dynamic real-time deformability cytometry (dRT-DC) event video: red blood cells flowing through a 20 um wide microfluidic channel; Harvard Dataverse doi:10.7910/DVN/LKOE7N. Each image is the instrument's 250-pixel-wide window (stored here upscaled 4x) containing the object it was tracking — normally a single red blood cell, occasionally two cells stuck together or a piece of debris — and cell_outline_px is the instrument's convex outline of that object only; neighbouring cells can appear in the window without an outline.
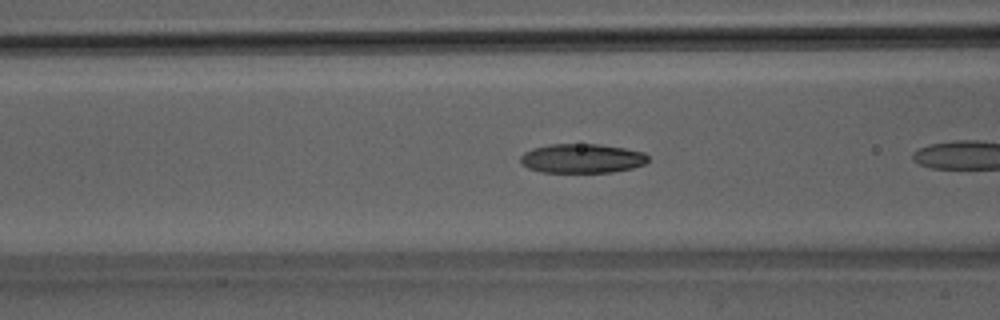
{"species": "Egyptian fruit bat (a non-hibernating species)", "species_latin": "Rousettus aegyptiacus", "temperature_condition": "room temperature", "stored_images_in_passage": 6, "camera_frame_rate_fps": 3000, "um_per_image_px": 0.085, "animal": {"sex": "male"}, "frame": {"image": 1, "passage_image": 5, "time_ms": 1.333, "image_size_px": [1000, 320], "cell_outline_px": [[648, 160], [644, 164], [632, 168], [612, 172], [540, 172], [528, 168], [520, 164], [520, 156], [524, 152], [532, 148], [548, 144], [600, 144], [624, 148], [644, 152], [648, 156]], "centroid_in_image_um": [49.43, 13.46], "position_along_channel_um": 117.2, "area_um2": 21.91}}